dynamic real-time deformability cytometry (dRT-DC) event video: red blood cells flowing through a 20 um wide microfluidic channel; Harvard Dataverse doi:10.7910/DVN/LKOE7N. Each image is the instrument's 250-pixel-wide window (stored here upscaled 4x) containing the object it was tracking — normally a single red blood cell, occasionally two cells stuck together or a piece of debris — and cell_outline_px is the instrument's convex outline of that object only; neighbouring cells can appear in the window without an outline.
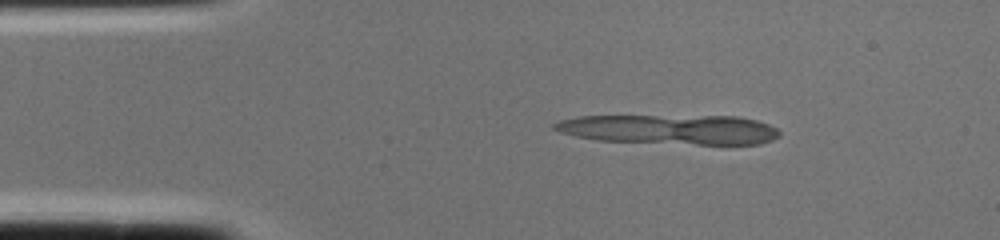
{"species": "common noctule bat (a hibernating species)", "species_latin": "Nyctalus noctula", "temperature_condition": "cold", "stored_images_in_passage": 1, "camera_frame_rate_fps": 3000, "um_per_image_px": 0.085, "animal": {"sex": "female", "body_mass_g": 22.0, "forearm_length_mm": 56.7}, "frame": {"image": 1, "passage_image": 1, "time_ms": 0.0, "image_size_px": [1000, 240], "cell_outline_px": [[780, 136], [772, 140], [760, 144], [696, 144], [596, 140], [576, 136], [560, 132], [552, 128], [552, 124], [560, 120], [580, 116], [740, 116], [756, 120], [768, 124], [776, 128], [780, 132]], "centroid_in_image_um": [56.96, 10.99], "position_along_channel_um": 28.0, "area_um2": 38.96}}